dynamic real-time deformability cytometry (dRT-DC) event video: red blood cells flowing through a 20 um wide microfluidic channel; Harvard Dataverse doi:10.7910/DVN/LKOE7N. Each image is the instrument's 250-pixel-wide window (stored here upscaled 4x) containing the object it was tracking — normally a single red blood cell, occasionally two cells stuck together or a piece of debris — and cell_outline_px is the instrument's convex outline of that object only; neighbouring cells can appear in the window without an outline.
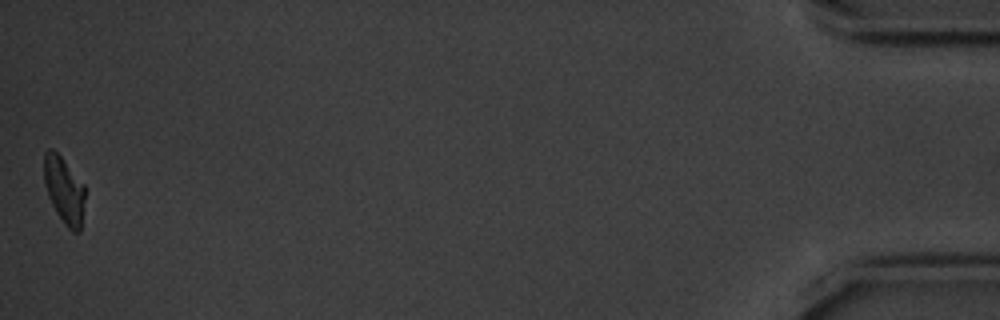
{"species": "common noctule bat (a hibernating species)", "species_latin": "Nyctalus noctula", "temperature_condition": "cold", "stored_images_in_passage": 47, "camera_frame_rate_fps": 3000, "um_per_image_px": 0.085, "animal": {"sex": "male", "body_mass_g": 20.1, "forearm_length_mm": 53.5}, "frame": {"image": 1, "passage_image": 47, "time_ms": 15.333, "image_size_px": [1000, 320], "cell_outline_px": [[84, 200], [80, 232], [72, 232], [64, 224], [56, 212], [48, 196], [44, 180], [44, 152], [48, 148], [52, 148], [60, 156], [84, 184]], "centroid_in_image_um": [5.44, 16.16], "position_along_channel_um": 429.8, "area_um2": 15.78}, "authors_computed_cell_mechanics": {"area_um2": 17.8602, "velocity_mm_per_s": 3.5462, "shape_relaxation_time_tau1_ms": 2.4039, "shape_relaxation_time_tau2_ms": null, "deformation_change_tau1": 0.1432, "deformation_change_tau2": null}}